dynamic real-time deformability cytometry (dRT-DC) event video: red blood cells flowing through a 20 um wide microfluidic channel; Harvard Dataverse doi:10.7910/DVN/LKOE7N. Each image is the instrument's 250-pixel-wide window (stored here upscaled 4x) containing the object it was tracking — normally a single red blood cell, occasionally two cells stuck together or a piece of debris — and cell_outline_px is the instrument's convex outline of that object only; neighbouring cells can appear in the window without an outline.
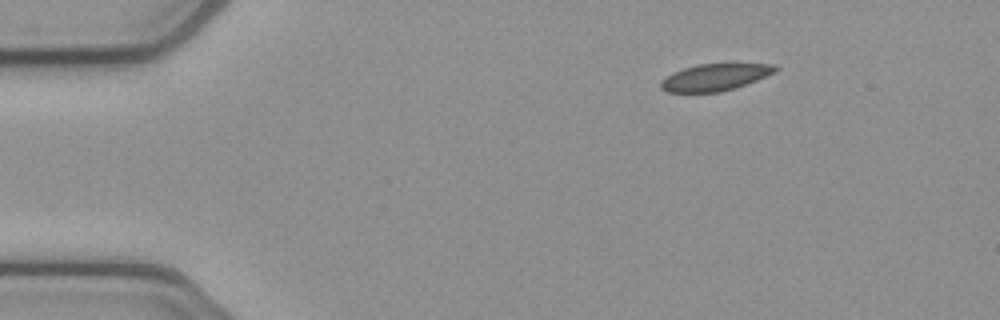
{"species": "common noctule bat (a hibernating species)", "species_latin": "Nyctalus noctula", "temperature_condition": "cold", "stored_images_in_passage": 46, "camera_frame_rate_fps": 3000, "um_per_image_px": 0.085, "animal": {"sex": "female", "body_mass_g": 21.9}, "frame": {"image": 1, "passage_image": 1, "time_ms": 0.0, "image_size_px": [1000, 320], "cell_outline_px": [[780, 68], [756, 80], [720, 92], [668, 92], [660, 88], [660, 80], [672, 72], [684, 68], [700, 64], [776, 64]], "centroid_in_image_um": [60.71, 6.56], "position_along_channel_um": 24.3, "area_um2": 17.63}}
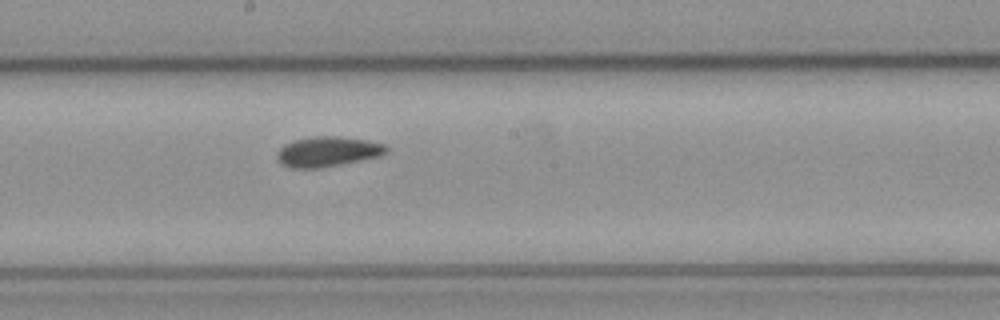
{"frame": {"image": 2, "passage_image": 22, "time_ms": 7.0, "image_size_px": [1000, 320], "cell_outline_px": [[388, 152], [380, 156], [320, 168], [292, 168], [280, 164], [276, 156], [276, 152], [284, 144], [296, 140], [316, 136], [340, 136], [368, 140], [384, 144], [388, 148]], "centroid_in_image_um": [27.84, 12.88], "position_along_channel_um": 220.4, "area_um2": 19.19}}
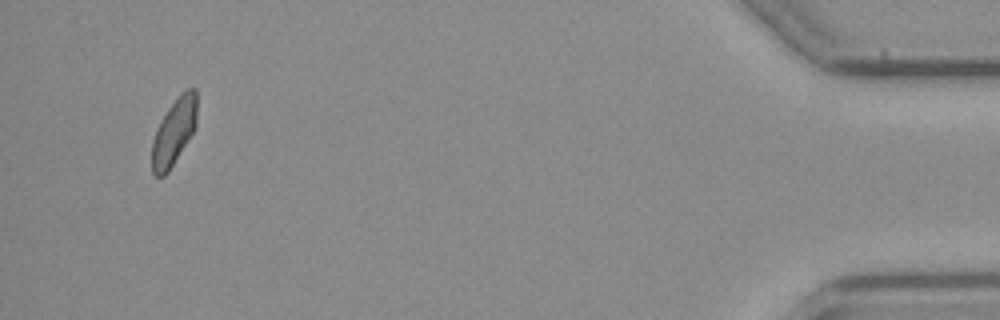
{"frame": {"image": 3, "passage_image": 44, "time_ms": 14.333, "image_size_px": [1000, 320], "cell_outline_px": [[196, 128], [168, 172], [164, 176], [156, 176], [152, 172], [152, 140], [160, 120], [168, 108], [188, 88], [196, 88]], "centroid_in_image_um": [14.78, 11.24], "position_along_channel_um": 420.4, "area_um2": 17.22}, "authors_computed_cell_mechanics": {"area_um2": 18.5538, "velocity_mm_per_s": 3.8462, "shape_relaxation_time_tau1_ms": null, "shape_relaxation_time_tau2_ms": 4.2446, "deformation_change_tau1": null, "deformation_change_tau2": 0.0737}}